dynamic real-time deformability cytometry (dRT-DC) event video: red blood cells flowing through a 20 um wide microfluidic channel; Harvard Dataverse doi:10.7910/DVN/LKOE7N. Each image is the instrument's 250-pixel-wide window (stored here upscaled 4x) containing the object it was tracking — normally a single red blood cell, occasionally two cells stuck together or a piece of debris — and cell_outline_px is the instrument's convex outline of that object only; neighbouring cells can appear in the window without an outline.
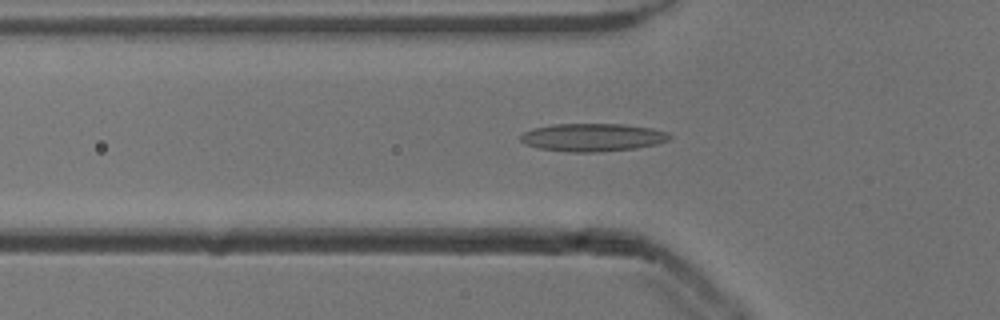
{"species": "common noctule bat (a hibernating species)", "species_latin": "Nyctalus noctula", "temperature_condition": "cold", "stored_images_in_passage": 34, "camera_frame_rate_fps": 3000, "um_per_image_px": 0.085, "animal": {"sex": "male", "body_mass_g": 13.3}, "frame": {"image": 1, "passage_image": 5, "time_ms": 1.333, "image_size_px": [1000, 320], "cell_outline_px": [[672, 136], [668, 140], [656, 144], [636, 148], [596, 152], [572, 152], [540, 148], [524, 144], [520, 140], [520, 136], [524, 132], [532, 128], [552, 124], [624, 124], [652, 128], [664, 132]], "centroid_in_image_um": [50.34, 11.67], "position_along_channel_um": 75.5, "area_um2": 24.16}}
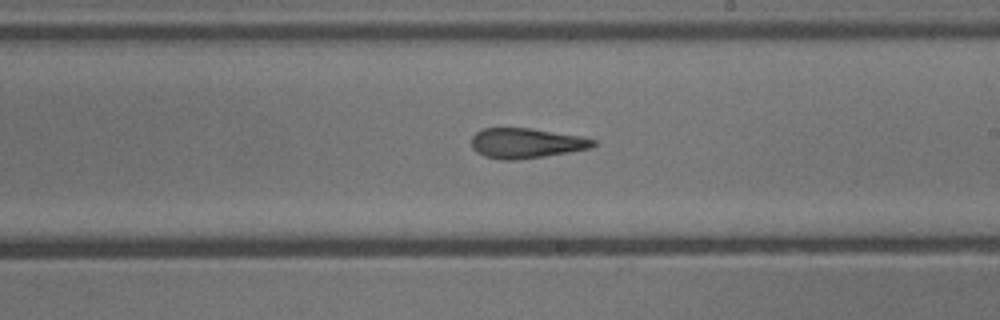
{"frame": {"image": 2, "passage_image": 18, "time_ms": 5.667, "image_size_px": [1000, 320], "cell_outline_px": [[596, 144], [592, 148], [544, 156], [516, 160], [500, 160], [484, 156], [476, 152], [472, 148], [472, 136], [476, 132], [484, 128], [532, 128], [580, 136], [596, 140]], "centroid_in_image_um": [44.71, 12.17], "position_along_channel_um": 244.3, "area_um2": 21.39}}
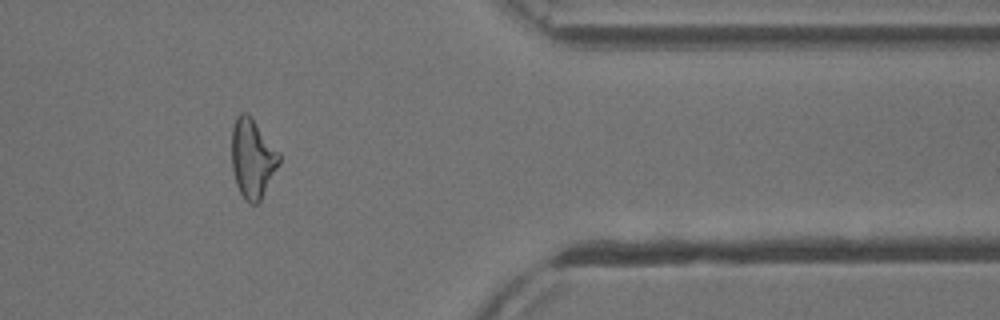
{"frame": {"image": 3, "passage_image": 31, "time_ms": 10.0, "image_size_px": [1000, 320], "cell_outline_px": [[280, 164], [260, 200], [256, 204], [252, 204], [240, 192], [236, 184], [232, 168], [232, 128], [236, 116], [240, 112], [248, 112], [252, 116], [280, 152]], "centroid_in_image_um": [21.47, 13.39], "position_along_channel_um": 389.9, "area_um2": 22.02}}